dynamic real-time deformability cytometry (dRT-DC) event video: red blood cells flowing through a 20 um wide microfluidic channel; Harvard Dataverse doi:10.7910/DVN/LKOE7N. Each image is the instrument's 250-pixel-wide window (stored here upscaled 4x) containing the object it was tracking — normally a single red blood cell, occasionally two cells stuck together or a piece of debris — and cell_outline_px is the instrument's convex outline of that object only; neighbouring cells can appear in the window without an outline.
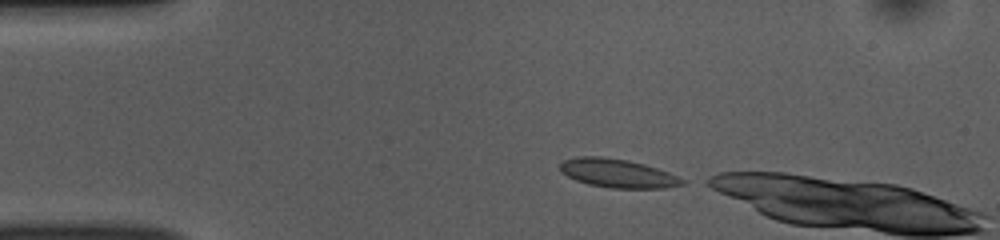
{"species": "common noctule bat (a hibernating species)", "species_latin": "Nyctalus noctula", "temperature_condition": "room temperature", "stored_images_in_passage": 5, "camera_frame_rate_fps": 3000, "um_per_image_px": 0.085, "animal": {"sex": "female", "body_mass_g": 10.0, "forearm_length_mm": 53.1}, "frame": {"image": 1, "passage_image": 2, "time_ms": 0.333, "image_size_px": [1000, 240], "cell_outline_px": [[688, 184], [664, 188], [612, 188], [588, 184], [576, 180], [560, 172], [560, 164], [564, 160], [576, 156], [604, 156], [628, 160], [644, 164], [668, 172], [688, 180]], "centroid_in_image_um": [52.53, 14.73], "position_along_channel_um": 32.5, "area_um2": 20.63}}